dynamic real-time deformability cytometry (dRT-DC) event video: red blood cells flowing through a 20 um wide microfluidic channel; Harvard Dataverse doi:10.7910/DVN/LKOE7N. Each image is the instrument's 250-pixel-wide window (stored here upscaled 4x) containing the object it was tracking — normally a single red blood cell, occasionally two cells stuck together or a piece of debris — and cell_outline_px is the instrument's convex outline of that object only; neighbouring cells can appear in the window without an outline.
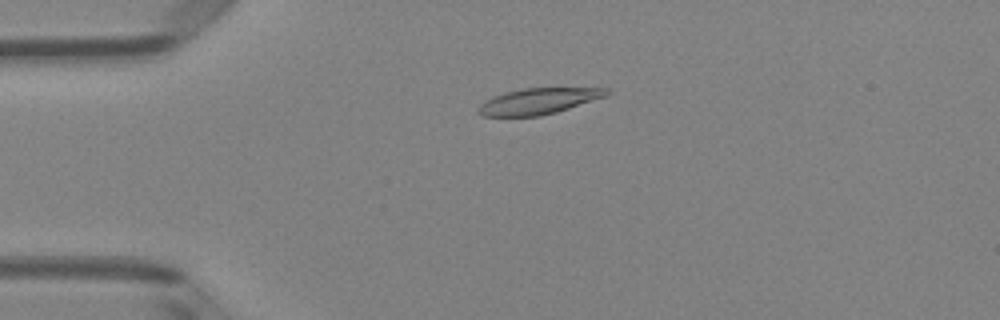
{"species": "Egyptian fruit bat (a non-hibernating species)", "species_latin": "Rousettus aegyptiacus", "temperature_condition": "room temperature", "stored_images_in_passage": 5, "camera_frame_rate_fps": 3000, "um_per_image_px": 0.085, "animal": {"sex": "female"}, "frame": {"image": 1, "passage_image": 4, "time_ms": 1.0, "image_size_px": [1000, 320], "cell_outline_px": [[612, 92], [608, 96], [556, 112], [540, 116], [480, 116], [476, 112], [480, 104], [484, 100], [492, 96], [524, 88], [608, 88]], "centroid_in_image_um": [45.78, 8.6], "position_along_channel_um": 39.2, "area_um2": 19.54}}